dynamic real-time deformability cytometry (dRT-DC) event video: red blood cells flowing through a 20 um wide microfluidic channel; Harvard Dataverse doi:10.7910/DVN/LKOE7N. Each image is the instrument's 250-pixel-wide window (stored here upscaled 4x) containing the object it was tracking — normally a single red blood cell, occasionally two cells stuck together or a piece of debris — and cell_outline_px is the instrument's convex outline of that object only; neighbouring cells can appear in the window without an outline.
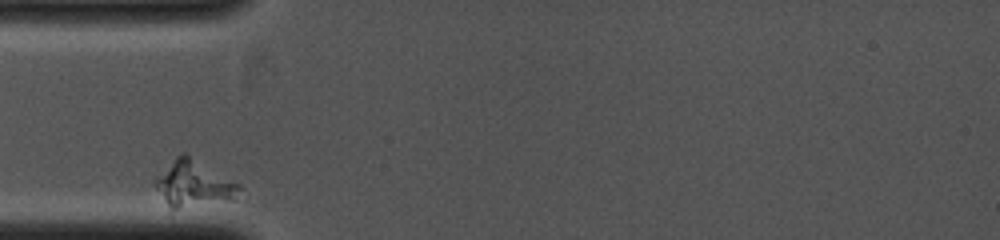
{"species": "common noctule bat (a hibernating species)", "species_latin": "Nyctalus noctula", "temperature_condition": "cold", "stored_images_in_passage": 26, "camera_frame_rate_fps": 4000, "um_per_image_px": 0.085, "animal": {"sex": "female", "body_mass_g": 19.0, "forearm_length_mm": 53.3}, "frame": {"image": 1, "passage_image": 1, "time_ms": 0.0, "image_size_px": [1000, 240], "cell_outline_px": [[244, 188], [232, 200], [176, 208], [172, 208], [168, 204], [156, 188], [156, 176], [176, 156], [184, 152], [240, 184]], "centroid_in_image_um": [16.5, 15.6], "position_along_channel_um": 68.5, "area_um2": 22.08}}
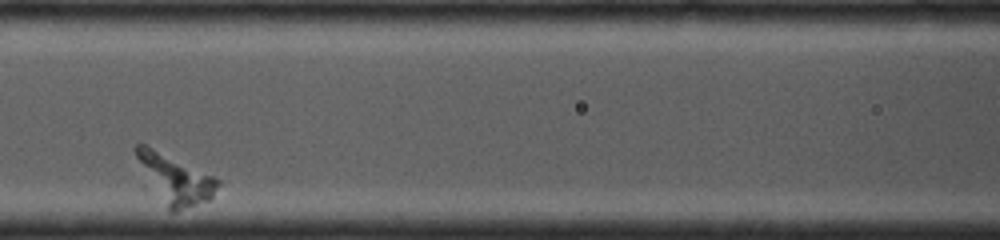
{"frame": {"image": 2, "passage_image": 8, "time_ms": 1.75, "image_size_px": [1000, 240], "cell_outline_px": [[220, 184], [212, 196], [208, 200], [176, 212], [172, 212], [168, 208], [136, 156], [136, 144], [144, 144], [216, 176], [220, 180]], "centroid_in_image_um": [15.01, 15.21], "position_along_channel_um": 151.6, "area_um2": 21.91}}
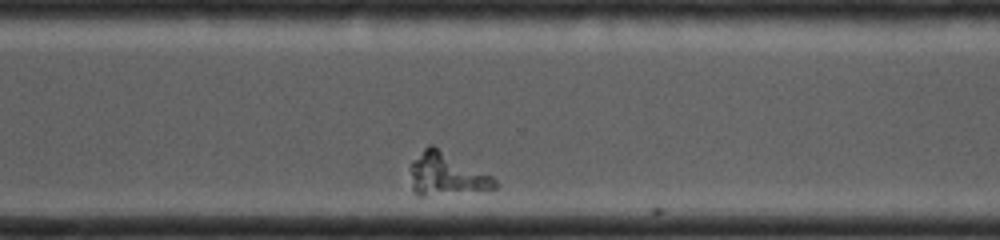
{"frame": {"image": 3, "passage_image": 23, "time_ms": 5.5, "image_size_px": [1000, 240], "cell_outline_px": [[496, 188], [424, 196], [416, 196], [412, 192], [408, 164], [428, 144], [432, 144], [492, 176], [496, 180]], "centroid_in_image_um": [37.84, 14.79], "position_along_channel_um": 332.8, "area_um2": 21.04}}